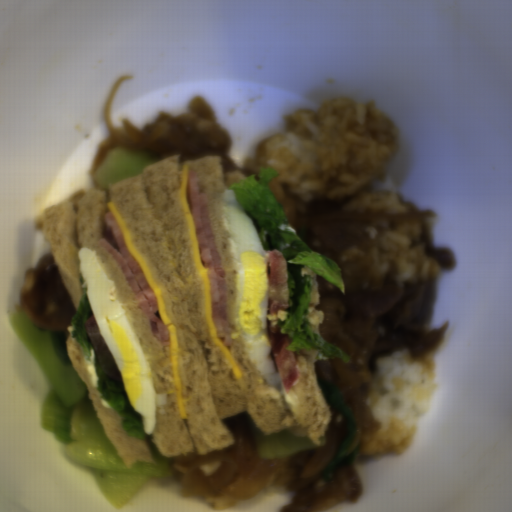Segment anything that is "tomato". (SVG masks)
<instances>
[{"mask_svg":"<svg viewBox=\"0 0 512 512\" xmlns=\"http://www.w3.org/2000/svg\"><path fill=\"white\" fill-rule=\"evenodd\" d=\"M267 270L266 339L270 345V357L275 362L285 390L289 394L299 377L295 351L288 346L293 339L281 332L279 321L288 318L289 276L286 259L278 250L264 254Z\"/></svg>","mask_w":512,"mask_h":512,"instance_id":"512abeb7","label":"tomato"},{"mask_svg":"<svg viewBox=\"0 0 512 512\" xmlns=\"http://www.w3.org/2000/svg\"><path fill=\"white\" fill-rule=\"evenodd\" d=\"M84 325L87 329L88 337L94 347L96 356L102 369L104 370L107 376L111 377L114 380L120 381L123 384L124 381L121 376L119 367L103 338V335L101 333L100 327L94 314H92L88 319H86Z\"/></svg>","mask_w":512,"mask_h":512,"instance_id":"da07e99c","label":"tomato"}]
</instances>
